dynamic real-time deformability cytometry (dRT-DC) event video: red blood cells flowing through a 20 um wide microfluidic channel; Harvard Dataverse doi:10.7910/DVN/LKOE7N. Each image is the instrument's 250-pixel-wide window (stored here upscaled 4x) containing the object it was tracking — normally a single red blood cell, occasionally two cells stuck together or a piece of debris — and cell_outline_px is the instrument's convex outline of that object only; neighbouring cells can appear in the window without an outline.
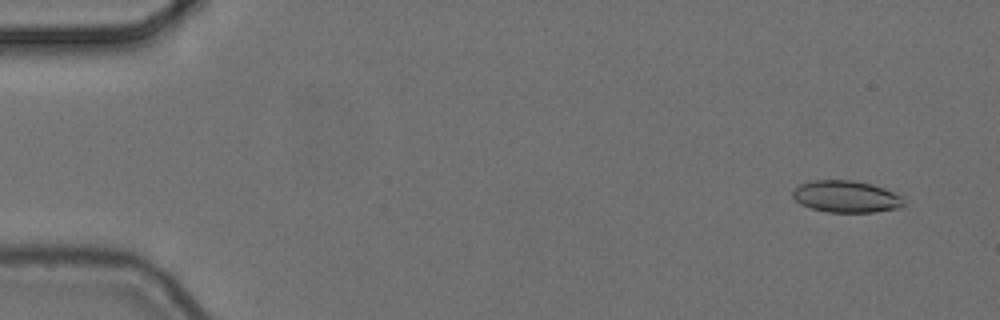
{"species": "common noctule bat (a hibernating species)", "species_latin": "Nyctalus noctula", "temperature_condition": "cold", "stored_images_in_passage": 7, "camera_frame_rate_fps": 3000, "um_per_image_px": 0.085, "animal": {"sex": "female", "body_mass_g": 24.6, "forearm_length_mm": 56.2}, "frame": {"image": 1, "passage_image": 1, "time_ms": 0.0, "image_size_px": [1000, 320], "cell_outline_px": [[904, 204], [900, 208], [876, 212], [828, 212], [812, 208], [800, 204], [792, 196], [792, 192], [800, 184], [812, 180], [852, 180], [872, 184], [884, 188], [900, 196], [904, 200]], "centroid_in_image_um": [71.92, 16.71], "position_along_channel_um": 13.1, "area_um2": 20.58}}
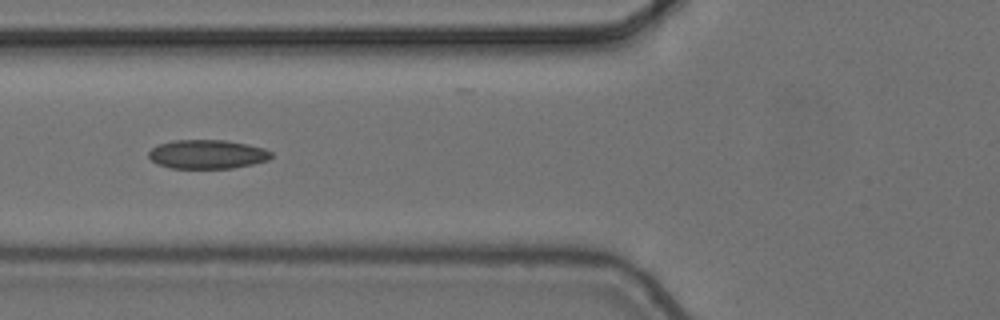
{"frame": {"image": 2, "passage_image": 5, "time_ms": 1.333, "image_size_px": [1000, 320], "cell_outline_px": [[272, 156], [268, 160], [252, 164], [232, 168], [172, 168], [156, 164], [148, 156], [148, 152], [152, 148], [160, 144], [172, 140], [224, 140], [248, 144], [264, 148], [272, 152]], "centroid_in_image_um": [17.62, 13.11], "position_along_channel_um": 108.2, "area_um2": 20.69}}
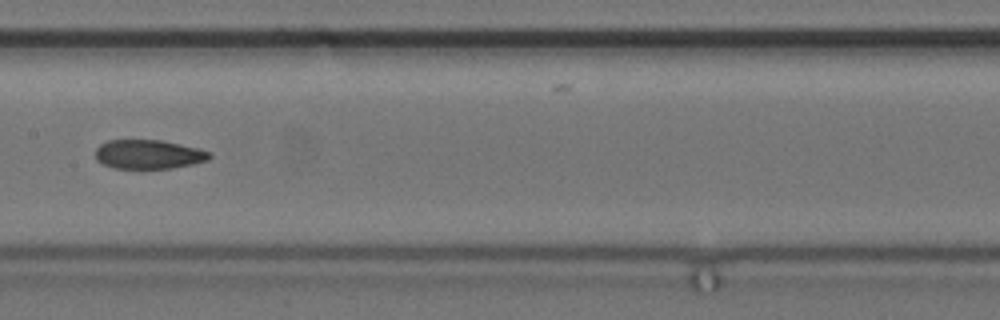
{"frame": {"image": 3, "passage_image": 7, "time_ms": 2.0, "image_size_px": [1000, 320], "cell_outline_px": [[212, 156], [208, 160], [192, 164], [172, 168], [112, 168], [96, 160], [96, 148], [100, 144], [108, 140], [160, 140], [200, 148], [212, 152]], "centroid_in_image_um": [12.65, 13.11], "position_along_channel_um": 194.8, "area_um2": 19.42}}